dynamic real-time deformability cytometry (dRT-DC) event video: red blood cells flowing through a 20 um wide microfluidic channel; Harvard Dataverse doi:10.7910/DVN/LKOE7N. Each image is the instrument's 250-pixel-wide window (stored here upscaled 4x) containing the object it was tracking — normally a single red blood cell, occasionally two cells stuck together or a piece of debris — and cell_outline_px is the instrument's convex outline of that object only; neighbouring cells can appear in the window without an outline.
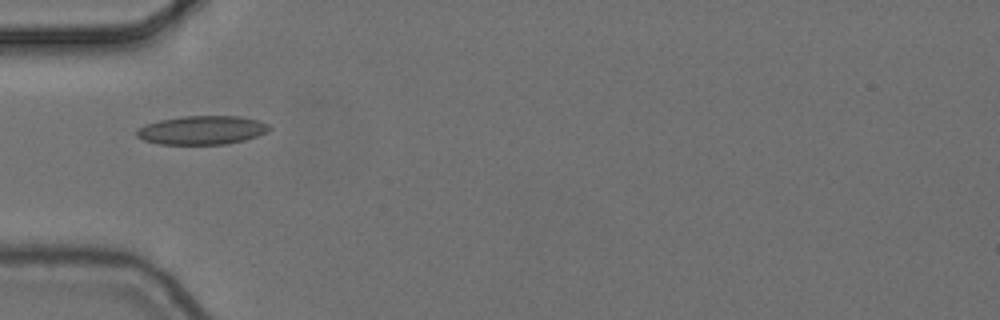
{"species": "common noctule bat (a hibernating species)", "species_latin": "Nyctalus noctula", "temperature_condition": "cold", "stored_images_in_passage": 7, "camera_frame_rate_fps": 3000, "um_per_image_px": 0.085, "animal": {"sex": "female", "body_mass_g": 24.6, "forearm_length_mm": 56.2}, "frame": {"image": 1, "passage_image": 5, "time_ms": 1.333, "image_size_px": [1000, 320], "cell_outline_px": [[272, 128], [268, 132], [244, 140], [228, 144], [160, 144], [144, 140], [136, 136], [136, 132], [144, 124], [160, 120], [180, 116], [240, 116], [260, 120], [268, 124]], "centroid_in_image_um": [17.2, 11.05], "position_along_channel_um": 67.8, "area_um2": 22.31}}
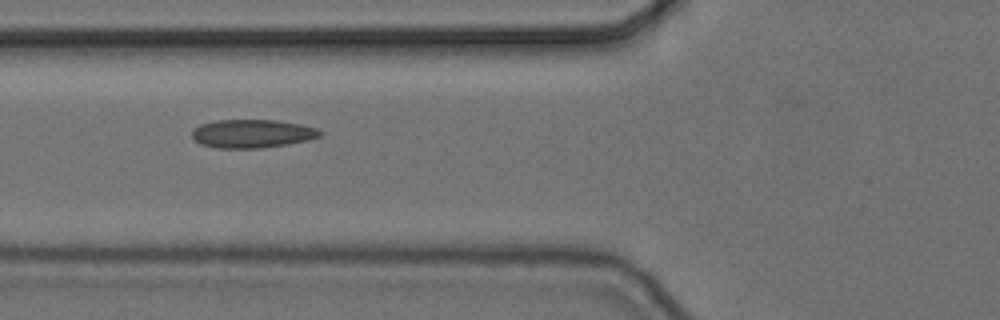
{"frame": {"image": 2, "passage_image": 6, "time_ms": 1.667, "image_size_px": [1000, 320], "cell_outline_px": [[320, 136], [308, 140], [288, 144], [260, 148], [216, 148], [200, 144], [192, 136], [192, 128], [200, 124], [216, 120], [276, 120], [300, 124], [316, 128], [320, 132]], "centroid_in_image_um": [21.39, 11.36], "position_along_channel_um": 104.4, "area_um2": 21.15}}
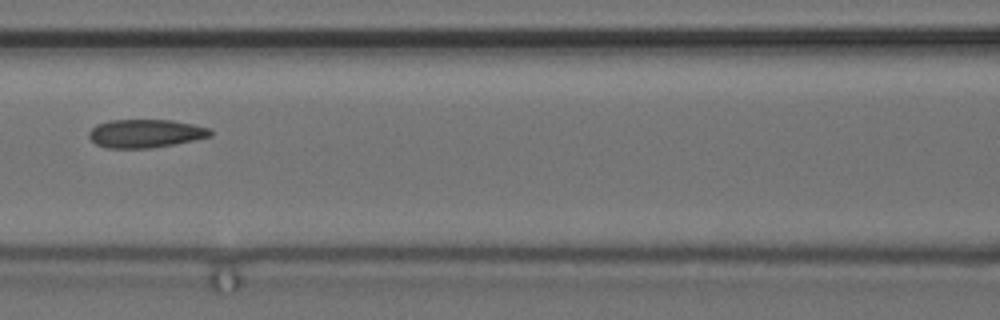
{"frame": {"image": 3, "passage_image": 7, "time_ms": 2.0, "image_size_px": [1000, 320], "cell_outline_px": [[212, 136], [152, 148], [104, 148], [96, 144], [88, 136], [88, 132], [96, 124], [108, 120], [172, 120], [212, 128]], "centroid_in_image_um": [12.34, 11.34], "position_along_channel_um": 154.3, "area_um2": 20.11}}